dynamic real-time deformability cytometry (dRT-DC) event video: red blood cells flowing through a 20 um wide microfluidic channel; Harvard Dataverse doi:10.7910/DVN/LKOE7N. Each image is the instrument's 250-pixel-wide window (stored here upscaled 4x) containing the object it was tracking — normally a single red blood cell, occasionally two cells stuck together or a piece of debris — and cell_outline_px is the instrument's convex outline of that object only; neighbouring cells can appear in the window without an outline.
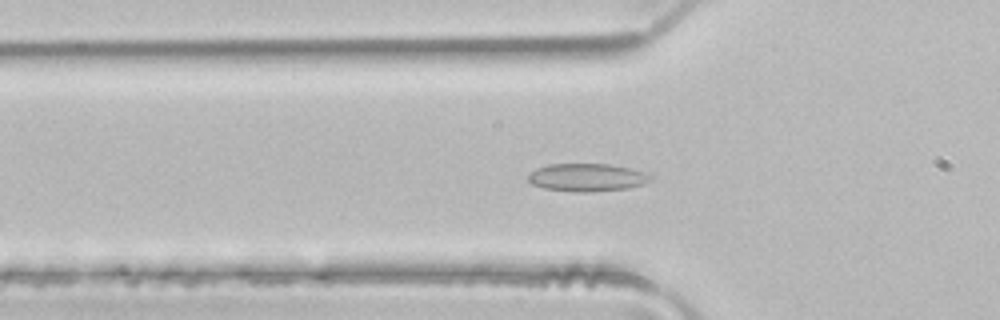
{"species": "common noctule bat (a hibernating species)", "species_latin": "Nyctalus noctula", "temperature_condition": "room temperature", "stored_images_in_passage": 49, "camera_frame_rate_fps": 3000, "um_per_image_px": 0.085, "animal": {"sex": "male", "body_mass_g": 21.5, "forearm_length_mm": 52.0}, "frame": {"image": 1, "passage_image": 16, "time_ms": 5.0, "image_size_px": [1000, 320], "cell_outline_px": [[652, 180], [644, 184], [628, 188], [588, 192], [576, 192], [544, 188], [532, 184], [528, 180], [528, 172], [536, 168], [548, 164], [608, 164], [628, 168], [644, 172], [652, 176]], "centroid_in_image_um": [49.87, 15.08], "position_along_channel_um": 75.9, "area_um2": 19.88}}
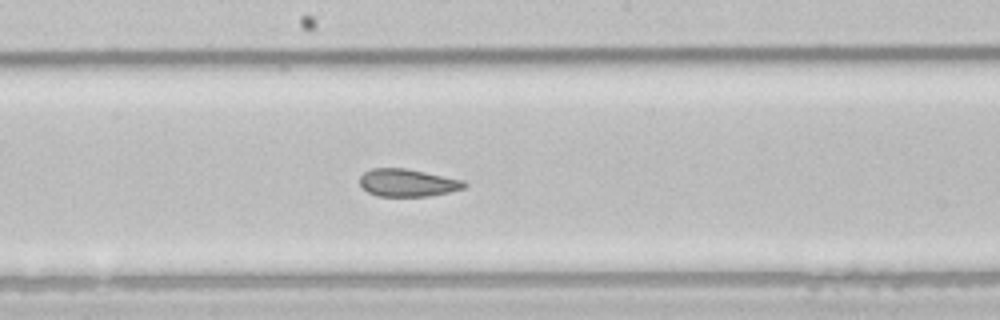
{"frame": {"image": 2, "passage_image": 26, "time_ms": 8.333, "image_size_px": [1000, 320], "cell_outline_px": [[468, 184], [464, 188], [448, 192], [428, 196], [376, 196], [368, 192], [360, 184], [360, 176], [364, 172], [372, 168], [404, 168], [464, 180]], "centroid_in_image_um": [34.64, 15.53], "position_along_channel_um": 213.6, "area_um2": 16.7}}
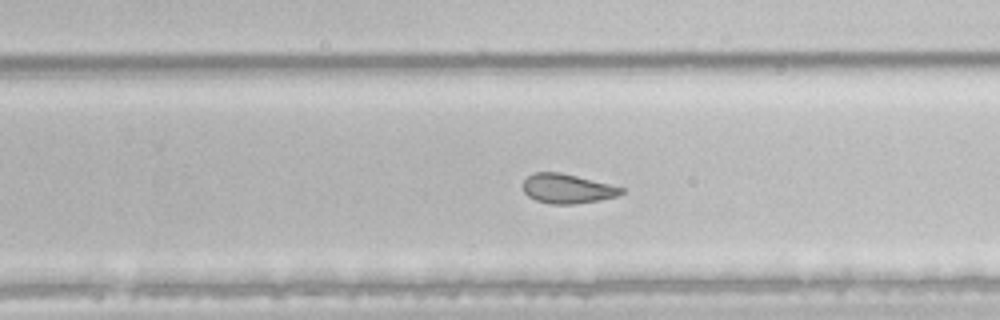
{"frame": {"image": 3, "passage_image": 31, "time_ms": 10.0, "image_size_px": [1000, 320], "cell_outline_px": [[624, 192], [616, 196], [596, 200], [572, 204], [552, 204], [536, 200], [528, 196], [524, 192], [524, 180], [532, 172], [560, 172], [624, 188]], "centroid_in_image_um": [48.18, 16.03], "position_along_channel_um": 281.6, "area_um2": 16.53}, "authors_computed_cell_mechanics": {"area_um2": 20.6924, "velocity_mm_per_s": 4.1058, "shape_relaxation_time_tau1_ms": null, "shape_relaxation_time_tau2_ms": 1.761, "deformation_change_tau1": null, "deformation_change_tau2": 0.0786}}